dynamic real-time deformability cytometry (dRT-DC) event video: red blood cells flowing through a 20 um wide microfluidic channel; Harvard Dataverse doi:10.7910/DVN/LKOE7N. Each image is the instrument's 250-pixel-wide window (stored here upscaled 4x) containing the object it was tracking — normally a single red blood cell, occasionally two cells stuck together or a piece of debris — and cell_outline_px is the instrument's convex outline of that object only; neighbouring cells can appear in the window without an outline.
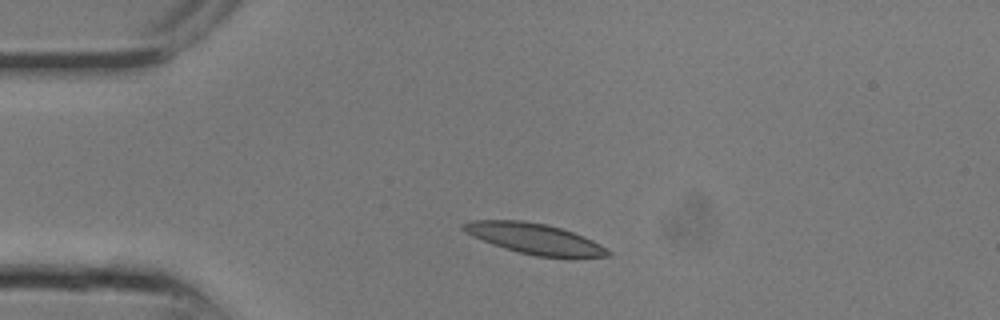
{"species": "common noctule bat (a hibernating species)", "species_latin": "Nyctalus noctula", "temperature_condition": "room temperature", "stored_images_in_passage": 12, "camera_frame_rate_fps": 3000, "um_per_image_px": 0.085, "animal": {"sex": "male", "body_mass_g": 13.3}, "frame": {"image": 1, "passage_image": 4, "time_ms": 1.0, "image_size_px": [1000, 320], "cell_outline_px": [[612, 256], [568, 260], [536, 256], [504, 248], [492, 244], [472, 236], [460, 228], [460, 224], [468, 220], [524, 220], [548, 224], [584, 236], [600, 244], [612, 252]], "centroid_in_image_um": [45.51, 20.32], "position_along_channel_um": 39.5, "area_um2": 26.65}}
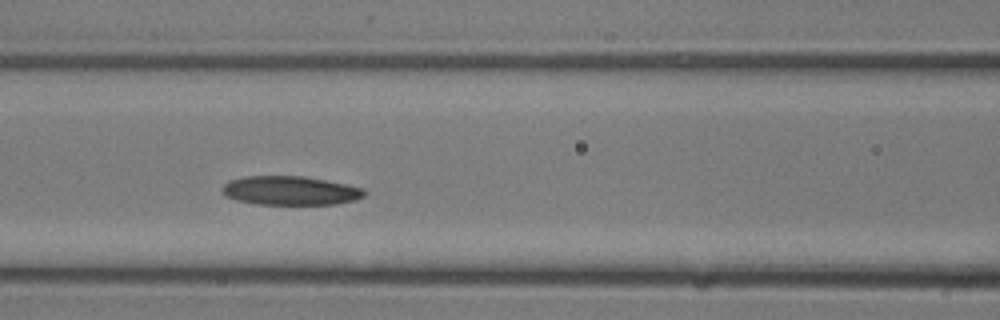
{"frame": {"image": 2, "passage_image": 9, "time_ms": 2.667, "image_size_px": [1000, 320], "cell_outline_px": [[368, 192], [364, 196], [356, 200], [336, 204], [256, 204], [236, 200], [224, 196], [220, 188], [228, 180], [244, 176], [304, 176], [364, 188]], "centroid_in_image_um": [24.64, 16.2], "position_along_channel_um": 142.0, "area_um2": 24.16}}
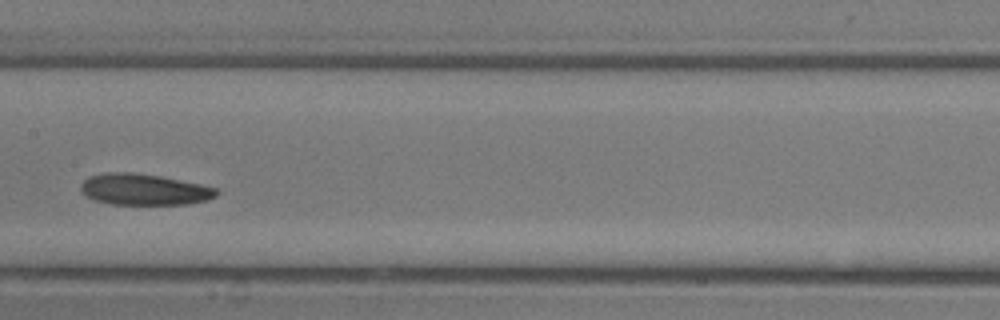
{"frame": {"image": 3, "passage_image": 11, "time_ms": 3.333, "image_size_px": [1000, 320], "cell_outline_px": [[220, 192], [216, 196], [204, 200], [184, 204], [112, 204], [96, 200], [84, 196], [80, 192], [80, 184], [88, 176], [104, 172], [132, 172], [160, 176], [200, 184], [216, 188]], "centroid_in_image_um": [12.18, 16.09], "position_along_channel_um": 195.2, "area_um2": 24.68}}